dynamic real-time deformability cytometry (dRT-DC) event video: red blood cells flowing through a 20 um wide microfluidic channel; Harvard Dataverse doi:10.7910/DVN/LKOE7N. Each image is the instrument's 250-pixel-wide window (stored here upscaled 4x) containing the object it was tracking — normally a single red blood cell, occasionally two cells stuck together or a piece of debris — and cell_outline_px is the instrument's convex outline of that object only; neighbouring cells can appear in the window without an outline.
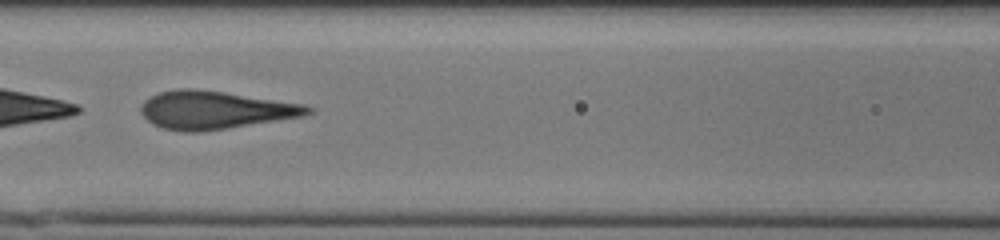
{"species": "human", "species_latin": "Homo sapiens", "temperature_condition": "cold", "stored_images_in_passage": 39, "camera_frame_rate_fps": 3000, "um_per_image_px": 0.085, "donor": {"sex": "male"}, "frame": {"image": 1, "passage_image": 12, "time_ms": 3.667, "image_size_px": [1000, 240], "cell_outline_px": [[316, 108], [312, 112], [304, 116], [228, 128], [200, 132], [184, 132], [164, 128], [152, 124], [140, 112], [140, 104], [144, 100], [160, 92], [176, 88], [196, 88], [224, 92], [304, 104]], "centroid_in_image_um": [18.26, 9.35], "position_along_channel_um": 148.3, "area_um2": 37.05}}
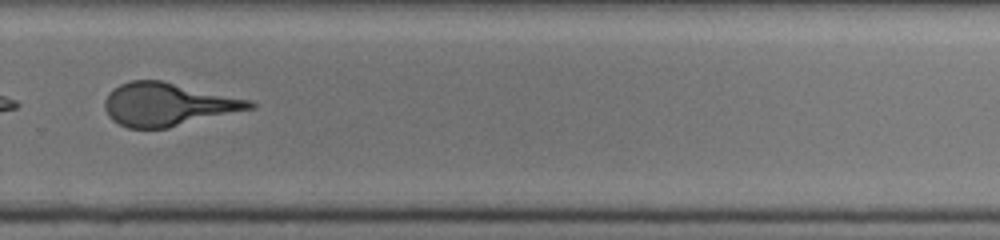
{"frame": {"image": 2, "passage_image": 25, "time_ms": 8.0, "image_size_px": [1000, 240], "cell_outline_px": [[256, 104], [252, 108], [168, 128], [128, 128], [112, 120], [108, 116], [104, 108], [104, 100], [112, 88], [120, 84], [132, 80], [160, 80], [252, 100]], "centroid_in_image_um": [14.22, 8.87], "position_along_channel_um": 315.6, "area_um2": 36.18}}
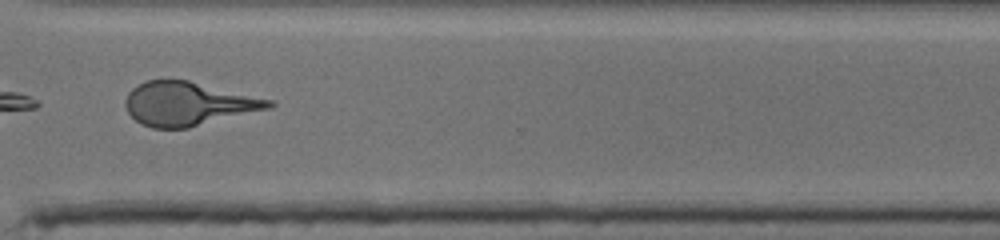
{"frame": {"image": 3, "passage_image": 28, "time_ms": 9.0, "image_size_px": [1000, 240], "cell_outline_px": [[276, 104], [272, 108], [188, 128], [152, 128], [140, 124], [128, 112], [124, 104], [124, 100], [128, 92], [132, 88], [144, 80], [168, 76], [188, 80], [276, 100]], "centroid_in_image_um": [15.99, 8.78], "position_along_channel_um": 354.6, "area_um2": 37.57}}